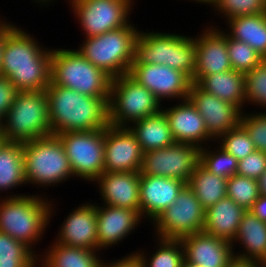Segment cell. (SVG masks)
<instances>
[{
	"label": "cell",
	"mask_w": 266,
	"mask_h": 267,
	"mask_svg": "<svg viewBox=\"0 0 266 267\" xmlns=\"http://www.w3.org/2000/svg\"><path fill=\"white\" fill-rule=\"evenodd\" d=\"M52 48L43 47L26 29L5 22L1 76L18 92L44 91L50 84Z\"/></svg>",
	"instance_id": "6da1fadb"
},
{
	"label": "cell",
	"mask_w": 266,
	"mask_h": 267,
	"mask_svg": "<svg viewBox=\"0 0 266 267\" xmlns=\"http://www.w3.org/2000/svg\"><path fill=\"white\" fill-rule=\"evenodd\" d=\"M45 91L52 134L93 131L109 125V97H91L51 82Z\"/></svg>",
	"instance_id": "7a4b0ae2"
},
{
	"label": "cell",
	"mask_w": 266,
	"mask_h": 267,
	"mask_svg": "<svg viewBox=\"0 0 266 267\" xmlns=\"http://www.w3.org/2000/svg\"><path fill=\"white\" fill-rule=\"evenodd\" d=\"M7 195L10 196L0 198V232L24 243L39 256L34 247L42 241L56 204L46 194Z\"/></svg>",
	"instance_id": "3957f363"
},
{
	"label": "cell",
	"mask_w": 266,
	"mask_h": 267,
	"mask_svg": "<svg viewBox=\"0 0 266 267\" xmlns=\"http://www.w3.org/2000/svg\"><path fill=\"white\" fill-rule=\"evenodd\" d=\"M195 37L171 32L139 30L132 63L165 65L187 74L195 73Z\"/></svg>",
	"instance_id": "277c9868"
},
{
	"label": "cell",
	"mask_w": 266,
	"mask_h": 267,
	"mask_svg": "<svg viewBox=\"0 0 266 267\" xmlns=\"http://www.w3.org/2000/svg\"><path fill=\"white\" fill-rule=\"evenodd\" d=\"M24 174L27 184L38 188L58 186L74 178L62 142L52 134L22 143ZM40 186V187H39Z\"/></svg>",
	"instance_id": "5b68a950"
},
{
	"label": "cell",
	"mask_w": 266,
	"mask_h": 267,
	"mask_svg": "<svg viewBox=\"0 0 266 267\" xmlns=\"http://www.w3.org/2000/svg\"><path fill=\"white\" fill-rule=\"evenodd\" d=\"M132 21L119 29L87 37L76 49L112 79L129 73L134 61V42L139 30Z\"/></svg>",
	"instance_id": "8992f818"
},
{
	"label": "cell",
	"mask_w": 266,
	"mask_h": 267,
	"mask_svg": "<svg viewBox=\"0 0 266 267\" xmlns=\"http://www.w3.org/2000/svg\"><path fill=\"white\" fill-rule=\"evenodd\" d=\"M50 82L91 97H109L112 78L76 49H52Z\"/></svg>",
	"instance_id": "52a82bcc"
},
{
	"label": "cell",
	"mask_w": 266,
	"mask_h": 267,
	"mask_svg": "<svg viewBox=\"0 0 266 267\" xmlns=\"http://www.w3.org/2000/svg\"><path fill=\"white\" fill-rule=\"evenodd\" d=\"M3 141L25 143L52 135L46 91L18 92L2 119Z\"/></svg>",
	"instance_id": "ba28073f"
},
{
	"label": "cell",
	"mask_w": 266,
	"mask_h": 267,
	"mask_svg": "<svg viewBox=\"0 0 266 267\" xmlns=\"http://www.w3.org/2000/svg\"><path fill=\"white\" fill-rule=\"evenodd\" d=\"M161 102L145 86L128 74L112 79L109 100V124L129 127L133 122L162 110Z\"/></svg>",
	"instance_id": "9c48e42d"
},
{
	"label": "cell",
	"mask_w": 266,
	"mask_h": 267,
	"mask_svg": "<svg viewBox=\"0 0 266 267\" xmlns=\"http://www.w3.org/2000/svg\"><path fill=\"white\" fill-rule=\"evenodd\" d=\"M67 2L85 35L84 38L126 26L131 22L133 5L136 4L135 0H67Z\"/></svg>",
	"instance_id": "30bf717a"
},
{
	"label": "cell",
	"mask_w": 266,
	"mask_h": 267,
	"mask_svg": "<svg viewBox=\"0 0 266 267\" xmlns=\"http://www.w3.org/2000/svg\"><path fill=\"white\" fill-rule=\"evenodd\" d=\"M56 135L62 142L74 177L93 183L104 172L105 128Z\"/></svg>",
	"instance_id": "8fae6325"
},
{
	"label": "cell",
	"mask_w": 266,
	"mask_h": 267,
	"mask_svg": "<svg viewBox=\"0 0 266 267\" xmlns=\"http://www.w3.org/2000/svg\"><path fill=\"white\" fill-rule=\"evenodd\" d=\"M205 210L195 193L186 185L176 200L152 223L154 236L180 240L203 232Z\"/></svg>",
	"instance_id": "7c38bea8"
},
{
	"label": "cell",
	"mask_w": 266,
	"mask_h": 267,
	"mask_svg": "<svg viewBox=\"0 0 266 267\" xmlns=\"http://www.w3.org/2000/svg\"><path fill=\"white\" fill-rule=\"evenodd\" d=\"M200 151L201 148L190 143H174L166 148L143 152L140 173L188 183L200 164Z\"/></svg>",
	"instance_id": "4fadbf2b"
},
{
	"label": "cell",
	"mask_w": 266,
	"mask_h": 267,
	"mask_svg": "<svg viewBox=\"0 0 266 267\" xmlns=\"http://www.w3.org/2000/svg\"><path fill=\"white\" fill-rule=\"evenodd\" d=\"M128 75L145 86L161 103L165 99H188L192 85L187 74L165 65L132 63Z\"/></svg>",
	"instance_id": "5bb4252c"
},
{
	"label": "cell",
	"mask_w": 266,
	"mask_h": 267,
	"mask_svg": "<svg viewBox=\"0 0 266 267\" xmlns=\"http://www.w3.org/2000/svg\"><path fill=\"white\" fill-rule=\"evenodd\" d=\"M143 151L129 127L105 128L104 172H139Z\"/></svg>",
	"instance_id": "9a60e30c"
},
{
	"label": "cell",
	"mask_w": 266,
	"mask_h": 267,
	"mask_svg": "<svg viewBox=\"0 0 266 267\" xmlns=\"http://www.w3.org/2000/svg\"><path fill=\"white\" fill-rule=\"evenodd\" d=\"M207 28V29H206ZM204 30V31H203ZM195 36L196 59L192 83L201 77L232 70L227 51V29L210 24Z\"/></svg>",
	"instance_id": "2e32d148"
},
{
	"label": "cell",
	"mask_w": 266,
	"mask_h": 267,
	"mask_svg": "<svg viewBox=\"0 0 266 267\" xmlns=\"http://www.w3.org/2000/svg\"><path fill=\"white\" fill-rule=\"evenodd\" d=\"M188 98L203 117L207 132L215 141L241 123L242 111L237 106L203 91L195 83L191 85Z\"/></svg>",
	"instance_id": "e0dca14e"
},
{
	"label": "cell",
	"mask_w": 266,
	"mask_h": 267,
	"mask_svg": "<svg viewBox=\"0 0 266 267\" xmlns=\"http://www.w3.org/2000/svg\"><path fill=\"white\" fill-rule=\"evenodd\" d=\"M72 209L59 226L57 238L52 241L69 247L98 251L96 202L82 203Z\"/></svg>",
	"instance_id": "ac0fdd59"
},
{
	"label": "cell",
	"mask_w": 266,
	"mask_h": 267,
	"mask_svg": "<svg viewBox=\"0 0 266 267\" xmlns=\"http://www.w3.org/2000/svg\"><path fill=\"white\" fill-rule=\"evenodd\" d=\"M176 143H190L203 148L215 140L208 134L203 117L190 99L179 100L162 108Z\"/></svg>",
	"instance_id": "d6986e66"
},
{
	"label": "cell",
	"mask_w": 266,
	"mask_h": 267,
	"mask_svg": "<svg viewBox=\"0 0 266 267\" xmlns=\"http://www.w3.org/2000/svg\"><path fill=\"white\" fill-rule=\"evenodd\" d=\"M96 212L98 251L119 245L142 222L136 210L127 208L96 203Z\"/></svg>",
	"instance_id": "ffe728a7"
},
{
	"label": "cell",
	"mask_w": 266,
	"mask_h": 267,
	"mask_svg": "<svg viewBox=\"0 0 266 267\" xmlns=\"http://www.w3.org/2000/svg\"><path fill=\"white\" fill-rule=\"evenodd\" d=\"M187 183L167 177L140 174V216L152 224L177 198Z\"/></svg>",
	"instance_id": "44dd1931"
},
{
	"label": "cell",
	"mask_w": 266,
	"mask_h": 267,
	"mask_svg": "<svg viewBox=\"0 0 266 267\" xmlns=\"http://www.w3.org/2000/svg\"><path fill=\"white\" fill-rule=\"evenodd\" d=\"M184 261L196 267H227L234 258L232 243L198 232L180 239Z\"/></svg>",
	"instance_id": "7402d4cb"
},
{
	"label": "cell",
	"mask_w": 266,
	"mask_h": 267,
	"mask_svg": "<svg viewBox=\"0 0 266 267\" xmlns=\"http://www.w3.org/2000/svg\"><path fill=\"white\" fill-rule=\"evenodd\" d=\"M140 171L103 172L95 181L105 205L136 210L140 214Z\"/></svg>",
	"instance_id": "603a6c76"
},
{
	"label": "cell",
	"mask_w": 266,
	"mask_h": 267,
	"mask_svg": "<svg viewBox=\"0 0 266 267\" xmlns=\"http://www.w3.org/2000/svg\"><path fill=\"white\" fill-rule=\"evenodd\" d=\"M231 243L234 257L252 260L266 267V223L251 211L244 212L236 236ZM236 244L239 245V249L242 248L241 252L239 250L235 252Z\"/></svg>",
	"instance_id": "cb8c5ba5"
},
{
	"label": "cell",
	"mask_w": 266,
	"mask_h": 267,
	"mask_svg": "<svg viewBox=\"0 0 266 267\" xmlns=\"http://www.w3.org/2000/svg\"><path fill=\"white\" fill-rule=\"evenodd\" d=\"M245 211L226 196L205 210L203 232L232 242Z\"/></svg>",
	"instance_id": "d4e9b609"
},
{
	"label": "cell",
	"mask_w": 266,
	"mask_h": 267,
	"mask_svg": "<svg viewBox=\"0 0 266 267\" xmlns=\"http://www.w3.org/2000/svg\"><path fill=\"white\" fill-rule=\"evenodd\" d=\"M203 91L237 106L242 112L246 106L245 74L230 70L203 76L195 83Z\"/></svg>",
	"instance_id": "484cf974"
},
{
	"label": "cell",
	"mask_w": 266,
	"mask_h": 267,
	"mask_svg": "<svg viewBox=\"0 0 266 267\" xmlns=\"http://www.w3.org/2000/svg\"><path fill=\"white\" fill-rule=\"evenodd\" d=\"M47 247L44 255L41 252L38 256V267H101V251L69 247L57 242Z\"/></svg>",
	"instance_id": "4316f807"
},
{
	"label": "cell",
	"mask_w": 266,
	"mask_h": 267,
	"mask_svg": "<svg viewBox=\"0 0 266 267\" xmlns=\"http://www.w3.org/2000/svg\"><path fill=\"white\" fill-rule=\"evenodd\" d=\"M129 129L135 135L143 152L166 148L176 143L162 110L133 122Z\"/></svg>",
	"instance_id": "83f0119b"
},
{
	"label": "cell",
	"mask_w": 266,
	"mask_h": 267,
	"mask_svg": "<svg viewBox=\"0 0 266 267\" xmlns=\"http://www.w3.org/2000/svg\"><path fill=\"white\" fill-rule=\"evenodd\" d=\"M226 24L231 38L247 43L266 59V12L231 18Z\"/></svg>",
	"instance_id": "f1b7e54d"
},
{
	"label": "cell",
	"mask_w": 266,
	"mask_h": 267,
	"mask_svg": "<svg viewBox=\"0 0 266 267\" xmlns=\"http://www.w3.org/2000/svg\"><path fill=\"white\" fill-rule=\"evenodd\" d=\"M20 185H27L22 143L2 140L0 142V192H8L10 189L12 191Z\"/></svg>",
	"instance_id": "f546056e"
},
{
	"label": "cell",
	"mask_w": 266,
	"mask_h": 267,
	"mask_svg": "<svg viewBox=\"0 0 266 267\" xmlns=\"http://www.w3.org/2000/svg\"><path fill=\"white\" fill-rule=\"evenodd\" d=\"M187 185L195 193L204 210L227 196V179L214 175L199 164Z\"/></svg>",
	"instance_id": "4dcf8cb0"
},
{
	"label": "cell",
	"mask_w": 266,
	"mask_h": 267,
	"mask_svg": "<svg viewBox=\"0 0 266 267\" xmlns=\"http://www.w3.org/2000/svg\"><path fill=\"white\" fill-rule=\"evenodd\" d=\"M157 239V241H156ZM156 249L153 254L146 250L133 251L141 260L143 267H180L184 261V250L180 240L156 237ZM145 251V252H144ZM151 254V255H149ZM149 255V257H148ZM148 258V259H147Z\"/></svg>",
	"instance_id": "1f68e13d"
},
{
	"label": "cell",
	"mask_w": 266,
	"mask_h": 267,
	"mask_svg": "<svg viewBox=\"0 0 266 267\" xmlns=\"http://www.w3.org/2000/svg\"><path fill=\"white\" fill-rule=\"evenodd\" d=\"M0 267H38V256L24 243L0 232Z\"/></svg>",
	"instance_id": "d6a6232c"
},
{
	"label": "cell",
	"mask_w": 266,
	"mask_h": 267,
	"mask_svg": "<svg viewBox=\"0 0 266 267\" xmlns=\"http://www.w3.org/2000/svg\"><path fill=\"white\" fill-rule=\"evenodd\" d=\"M210 144L200 151V164L214 175L231 178L237 172L238 160L227 153L221 146L210 149ZM217 148V149H216Z\"/></svg>",
	"instance_id": "836d02e7"
},
{
	"label": "cell",
	"mask_w": 266,
	"mask_h": 267,
	"mask_svg": "<svg viewBox=\"0 0 266 267\" xmlns=\"http://www.w3.org/2000/svg\"><path fill=\"white\" fill-rule=\"evenodd\" d=\"M227 51L232 69L244 74L259 66L265 60L247 43L235 40L228 34Z\"/></svg>",
	"instance_id": "e575fe53"
},
{
	"label": "cell",
	"mask_w": 266,
	"mask_h": 267,
	"mask_svg": "<svg viewBox=\"0 0 266 267\" xmlns=\"http://www.w3.org/2000/svg\"><path fill=\"white\" fill-rule=\"evenodd\" d=\"M259 196L260 193L256 179L238 174L227 179V197H230L244 210H250Z\"/></svg>",
	"instance_id": "d590c367"
},
{
	"label": "cell",
	"mask_w": 266,
	"mask_h": 267,
	"mask_svg": "<svg viewBox=\"0 0 266 267\" xmlns=\"http://www.w3.org/2000/svg\"><path fill=\"white\" fill-rule=\"evenodd\" d=\"M217 140L215 142L238 161L256 150L248 132L241 125L222 134Z\"/></svg>",
	"instance_id": "8d00e7d4"
},
{
	"label": "cell",
	"mask_w": 266,
	"mask_h": 267,
	"mask_svg": "<svg viewBox=\"0 0 266 267\" xmlns=\"http://www.w3.org/2000/svg\"><path fill=\"white\" fill-rule=\"evenodd\" d=\"M246 105H256L266 111V59L245 73Z\"/></svg>",
	"instance_id": "74e56055"
},
{
	"label": "cell",
	"mask_w": 266,
	"mask_h": 267,
	"mask_svg": "<svg viewBox=\"0 0 266 267\" xmlns=\"http://www.w3.org/2000/svg\"><path fill=\"white\" fill-rule=\"evenodd\" d=\"M225 21L254 14L265 13L263 0H216L211 6Z\"/></svg>",
	"instance_id": "f35d334b"
},
{
	"label": "cell",
	"mask_w": 266,
	"mask_h": 267,
	"mask_svg": "<svg viewBox=\"0 0 266 267\" xmlns=\"http://www.w3.org/2000/svg\"><path fill=\"white\" fill-rule=\"evenodd\" d=\"M254 112L243 111L240 125L248 132L255 149L266 153V111Z\"/></svg>",
	"instance_id": "ab89813d"
},
{
	"label": "cell",
	"mask_w": 266,
	"mask_h": 267,
	"mask_svg": "<svg viewBox=\"0 0 266 267\" xmlns=\"http://www.w3.org/2000/svg\"><path fill=\"white\" fill-rule=\"evenodd\" d=\"M266 170V153L255 150L238 161L236 174L258 180Z\"/></svg>",
	"instance_id": "60d3db41"
},
{
	"label": "cell",
	"mask_w": 266,
	"mask_h": 267,
	"mask_svg": "<svg viewBox=\"0 0 266 267\" xmlns=\"http://www.w3.org/2000/svg\"><path fill=\"white\" fill-rule=\"evenodd\" d=\"M18 91L11 81L0 75V118L3 119L14 102Z\"/></svg>",
	"instance_id": "b9f144b4"
},
{
	"label": "cell",
	"mask_w": 266,
	"mask_h": 267,
	"mask_svg": "<svg viewBox=\"0 0 266 267\" xmlns=\"http://www.w3.org/2000/svg\"><path fill=\"white\" fill-rule=\"evenodd\" d=\"M109 260H102L101 267H143L141 260L133 252L121 259L113 260L112 262H106Z\"/></svg>",
	"instance_id": "7bdbcfd3"
},
{
	"label": "cell",
	"mask_w": 266,
	"mask_h": 267,
	"mask_svg": "<svg viewBox=\"0 0 266 267\" xmlns=\"http://www.w3.org/2000/svg\"><path fill=\"white\" fill-rule=\"evenodd\" d=\"M249 211L266 223V195H260Z\"/></svg>",
	"instance_id": "ee69618b"
},
{
	"label": "cell",
	"mask_w": 266,
	"mask_h": 267,
	"mask_svg": "<svg viewBox=\"0 0 266 267\" xmlns=\"http://www.w3.org/2000/svg\"><path fill=\"white\" fill-rule=\"evenodd\" d=\"M227 267H265L263 264L234 257Z\"/></svg>",
	"instance_id": "f6af8a7d"
},
{
	"label": "cell",
	"mask_w": 266,
	"mask_h": 267,
	"mask_svg": "<svg viewBox=\"0 0 266 267\" xmlns=\"http://www.w3.org/2000/svg\"><path fill=\"white\" fill-rule=\"evenodd\" d=\"M4 43H5V23L0 27V75L2 69Z\"/></svg>",
	"instance_id": "bcb514c9"
},
{
	"label": "cell",
	"mask_w": 266,
	"mask_h": 267,
	"mask_svg": "<svg viewBox=\"0 0 266 267\" xmlns=\"http://www.w3.org/2000/svg\"><path fill=\"white\" fill-rule=\"evenodd\" d=\"M260 195H266V170L257 180Z\"/></svg>",
	"instance_id": "7dc6e473"
},
{
	"label": "cell",
	"mask_w": 266,
	"mask_h": 267,
	"mask_svg": "<svg viewBox=\"0 0 266 267\" xmlns=\"http://www.w3.org/2000/svg\"><path fill=\"white\" fill-rule=\"evenodd\" d=\"M32 1H34V0H32ZM52 1H56V0H35L34 3L37 2L36 4H39L40 6L43 5V7L45 6V8H46V6H48L49 4H52V3L54 4V2H52Z\"/></svg>",
	"instance_id": "c3c4849f"
},
{
	"label": "cell",
	"mask_w": 266,
	"mask_h": 267,
	"mask_svg": "<svg viewBox=\"0 0 266 267\" xmlns=\"http://www.w3.org/2000/svg\"><path fill=\"white\" fill-rule=\"evenodd\" d=\"M190 1H195V3L197 2H199V3H201V4H207V5H210V7L215 3V1L216 0H190Z\"/></svg>",
	"instance_id": "681fc988"
},
{
	"label": "cell",
	"mask_w": 266,
	"mask_h": 267,
	"mask_svg": "<svg viewBox=\"0 0 266 267\" xmlns=\"http://www.w3.org/2000/svg\"><path fill=\"white\" fill-rule=\"evenodd\" d=\"M180 267H196V266L191 265V264L187 263L186 261H183Z\"/></svg>",
	"instance_id": "f907efd6"
},
{
	"label": "cell",
	"mask_w": 266,
	"mask_h": 267,
	"mask_svg": "<svg viewBox=\"0 0 266 267\" xmlns=\"http://www.w3.org/2000/svg\"><path fill=\"white\" fill-rule=\"evenodd\" d=\"M0 138H3L2 119L0 118Z\"/></svg>",
	"instance_id": "816d5d0a"
},
{
	"label": "cell",
	"mask_w": 266,
	"mask_h": 267,
	"mask_svg": "<svg viewBox=\"0 0 266 267\" xmlns=\"http://www.w3.org/2000/svg\"><path fill=\"white\" fill-rule=\"evenodd\" d=\"M6 21H7L6 18H5V19L1 18V19H0V27H1Z\"/></svg>",
	"instance_id": "f5cc1de1"
},
{
	"label": "cell",
	"mask_w": 266,
	"mask_h": 267,
	"mask_svg": "<svg viewBox=\"0 0 266 267\" xmlns=\"http://www.w3.org/2000/svg\"><path fill=\"white\" fill-rule=\"evenodd\" d=\"M263 3H264V6H265V9H266V0H263Z\"/></svg>",
	"instance_id": "db71d44e"
}]
</instances>
